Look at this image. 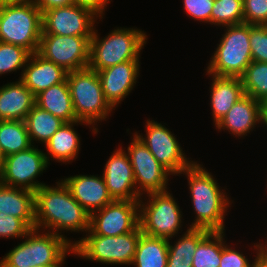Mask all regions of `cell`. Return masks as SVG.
<instances>
[{"mask_svg": "<svg viewBox=\"0 0 267 267\" xmlns=\"http://www.w3.org/2000/svg\"><path fill=\"white\" fill-rule=\"evenodd\" d=\"M34 4L43 12L51 8L74 4V0H35Z\"/></svg>", "mask_w": 267, "mask_h": 267, "instance_id": "ab89813d", "label": "cell"}, {"mask_svg": "<svg viewBox=\"0 0 267 267\" xmlns=\"http://www.w3.org/2000/svg\"><path fill=\"white\" fill-rule=\"evenodd\" d=\"M225 231H223V250L221 251V261L219 267H256L259 258L258 244L254 243L253 247L256 250V257L251 263L247 259V256L243 255V252H239L236 249H232L226 244ZM251 263V264H250Z\"/></svg>", "mask_w": 267, "mask_h": 267, "instance_id": "836d02e7", "label": "cell"}, {"mask_svg": "<svg viewBox=\"0 0 267 267\" xmlns=\"http://www.w3.org/2000/svg\"><path fill=\"white\" fill-rule=\"evenodd\" d=\"M94 28L90 39L89 68L94 71L106 69L119 63L139 60L140 52L147 43V35L138 28H116L100 39Z\"/></svg>", "mask_w": 267, "mask_h": 267, "instance_id": "277c9868", "label": "cell"}, {"mask_svg": "<svg viewBox=\"0 0 267 267\" xmlns=\"http://www.w3.org/2000/svg\"><path fill=\"white\" fill-rule=\"evenodd\" d=\"M202 166L196 161L179 174H185L188 179L192 208L196 214L190 228L224 231L225 215L232 203L213 175Z\"/></svg>", "mask_w": 267, "mask_h": 267, "instance_id": "7a4b0ae2", "label": "cell"}, {"mask_svg": "<svg viewBox=\"0 0 267 267\" xmlns=\"http://www.w3.org/2000/svg\"><path fill=\"white\" fill-rule=\"evenodd\" d=\"M267 129V102L263 103V123Z\"/></svg>", "mask_w": 267, "mask_h": 267, "instance_id": "ee69618b", "label": "cell"}, {"mask_svg": "<svg viewBox=\"0 0 267 267\" xmlns=\"http://www.w3.org/2000/svg\"><path fill=\"white\" fill-rule=\"evenodd\" d=\"M35 105L65 123L77 121L67 80L52 85L35 96Z\"/></svg>", "mask_w": 267, "mask_h": 267, "instance_id": "d4e9b609", "label": "cell"}, {"mask_svg": "<svg viewBox=\"0 0 267 267\" xmlns=\"http://www.w3.org/2000/svg\"><path fill=\"white\" fill-rule=\"evenodd\" d=\"M223 250V231H210L193 255L192 267H219Z\"/></svg>", "mask_w": 267, "mask_h": 267, "instance_id": "f546056e", "label": "cell"}, {"mask_svg": "<svg viewBox=\"0 0 267 267\" xmlns=\"http://www.w3.org/2000/svg\"><path fill=\"white\" fill-rule=\"evenodd\" d=\"M44 153L32 145L27 150L6 156L0 170V183L36 192L45 185L36 180L49 165Z\"/></svg>", "mask_w": 267, "mask_h": 267, "instance_id": "8fae6325", "label": "cell"}, {"mask_svg": "<svg viewBox=\"0 0 267 267\" xmlns=\"http://www.w3.org/2000/svg\"><path fill=\"white\" fill-rule=\"evenodd\" d=\"M0 146L5 157L31 147L26 122L22 120L0 121Z\"/></svg>", "mask_w": 267, "mask_h": 267, "instance_id": "f1b7e54d", "label": "cell"}, {"mask_svg": "<svg viewBox=\"0 0 267 267\" xmlns=\"http://www.w3.org/2000/svg\"><path fill=\"white\" fill-rule=\"evenodd\" d=\"M140 60H130L97 71L106 100L115 109L133 90L139 77Z\"/></svg>", "mask_w": 267, "mask_h": 267, "instance_id": "e0dca14e", "label": "cell"}, {"mask_svg": "<svg viewBox=\"0 0 267 267\" xmlns=\"http://www.w3.org/2000/svg\"><path fill=\"white\" fill-rule=\"evenodd\" d=\"M52 232L63 236L70 231L88 232L90 229V214L72 196L64 182L59 180L55 186L43 185L35 192V229Z\"/></svg>", "mask_w": 267, "mask_h": 267, "instance_id": "6da1fadb", "label": "cell"}, {"mask_svg": "<svg viewBox=\"0 0 267 267\" xmlns=\"http://www.w3.org/2000/svg\"><path fill=\"white\" fill-rule=\"evenodd\" d=\"M34 2L35 0H7V4H30Z\"/></svg>", "mask_w": 267, "mask_h": 267, "instance_id": "b9f144b4", "label": "cell"}, {"mask_svg": "<svg viewBox=\"0 0 267 267\" xmlns=\"http://www.w3.org/2000/svg\"><path fill=\"white\" fill-rule=\"evenodd\" d=\"M42 34V12L34 4H0V41L36 53Z\"/></svg>", "mask_w": 267, "mask_h": 267, "instance_id": "52a82bcc", "label": "cell"}, {"mask_svg": "<svg viewBox=\"0 0 267 267\" xmlns=\"http://www.w3.org/2000/svg\"><path fill=\"white\" fill-rule=\"evenodd\" d=\"M109 1L110 0H74V4L91 9L99 16V19H102L105 9L110 3Z\"/></svg>", "mask_w": 267, "mask_h": 267, "instance_id": "f35d334b", "label": "cell"}, {"mask_svg": "<svg viewBox=\"0 0 267 267\" xmlns=\"http://www.w3.org/2000/svg\"><path fill=\"white\" fill-rule=\"evenodd\" d=\"M210 231L202 228L188 227L182 237L170 244L168 240V260L166 267H192L194 252L198 243Z\"/></svg>", "mask_w": 267, "mask_h": 267, "instance_id": "484cf974", "label": "cell"}, {"mask_svg": "<svg viewBox=\"0 0 267 267\" xmlns=\"http://www.w3.org/2000/svg\"><path fill=\"white\" fill-rule=\"evenodd\" d=\"M244 94L267 102V63L252 61L240 77Z\"/></svg>", "mask_w": 267, "mask_h": 267, "instance_id": "4dcf8cb0", "label": "cell"}, {"mask_svg": "<svg viewBox=\"0 0 267 267\" xmlns=\"http://www.w3.org/2000/svg\"><path fill=\"white\" fill-rule=\"evenodd\" d=\"M98 17L76 4L51 8L42 12V34L92 37Z\"/></svg>", "mask_w": 267, "mask_h": 267, "instance_id": "5bb4252c", "label": "cell"}, {"mask_svg": "<svg viewBox=\"0 0 267 267\" xmlns=\"http://www.w3.org/2000/svg\"><path fill=\"white\" fill-rule=\"evenodd\" d=\"M259 123H263V103L244 95L215 127L219 131L227 130L235 137H243L253 131Z\"/></svg>", "mask_w": 267, "mask_h": 267, "instance_id": "ac0fdd59", "label": "cell"}, {"mask_svg": "<svg viewBox=\"0 0 267 267\" xmlns=\"http://www.w3.org/2000/svg\"><path fill=\"white\" fill-rule=\"evenodd\" d=\"M145 124L146 136L143 137L142 133L137 132L135 134L172 176H179L195 162L186 157L177 138L164 124L150 119H147Z\"/></svg>", "mask_w": 267, "mask_h": 267, "instance_id": "7c38bea8", "label": "cell"}, {"mask_svg": "<svg viewBox=\"0 0 267 267\" xmlns=\"http://www.w3.org/2000/svg\"><path fill=\"white\" fill-rule=\"evenodd\" d=\"M25 122L32 145H34V141L46 144L52 135L65 123L37 105H34L27 114Z\"/></svg>", "mask_w": 267, "mask_h": 267, "instance_id": "83f0119b", "label": "cell"}, {"mask_svg": "<svg viewBox=\"0 0 267 267\" xmlns=\"http://www.w3.org/2000/svg\"><path fill=\"white\" fill-rule=\"evenodd\" d=\"M214 54L208 63L206 74L240 78L253 61L250 48V24L224 26Z\"/></svg>", "mask_w": 267, "mask_h": 267, "instance_id": "8992f818", "label": "cell"}, {"mask_svg": "<svg viewBox=\"0 0 267 267\" xmlns=\"http://www.w3.org/2000/svg\"><path fill=\"white\" fill-rule=\"evenodd\" d=\"M244 23L243 0H214L211 11V24L231 26Z\"/></svg>", "mask_w": 267, "mask_h": 267, "instance_id": "1f68e13d", "label": "cell"}, {"mask_svg": "<svg viewBox=\"0 0 267 267\" xmlns=\"http://www.w3.org/2000/svg\"><path fill=\"white\" fill-rule=\"evenodd\" d=\"M252 60L267 63V25H250Z\"/></svg>", "mask_w": 267, "mask_h": 267, "instance_id": "e575fe53", "label": "cell"}, {"mask_svg": "<svg viewBox=\"0 0 267 267\" xmlns=\"http://www.w3.org/2000/svg\"><path fill=\"white\" fill-rule=\"evenodd\" d=\"M258 254L259 256H263L267 258V238L266 241L263 243L258 242Z\"/></svg>", "mask_w": 267, "mask_h": 267, "instance_id": "60d3db41", "label": "cell"}, {"mask_svg": "<svg viewBox=\"0 0 267 267\" xmlns=\"http://www.w3.org/2000/svg\"><path fill=\"white\" fill-rule=\"evenodd\" d=\"M132 138L126 152L134 171L137 193L143 197L144 194L168 191L169 176L172 174L157 161L136 134Z\"/></svg>", "mask_w": 267, "mask_h": 267, "instance_id": "4fadbf2b", "label": "cell"}, {"mask_svg": "<svg viewBox=\"0 0 267 267\" xmlns=\"http://www.w3.org/2000/svg\"><path fill=\"white\" fill-rule=\"evenodd\" d=\"M139 201L114 200L90 214L86 235L118 236L139 226Z\"/></svg>", "mask_w": 267, "mask_h": 267, "instance_id": "9a60e30c", "label": "cell"}, {"mask_svg": "<svg viewBox=\"0 0 267 267\" xmlns=\"http://www.w3.org/2000/svg\"><path fill=\"white\" fill-rule=\"evenodd\" d=\"M0 212L20 218L35 229V192L0 183Z\"/></svg>", "mask_w": 267, "mask_h": 267, "instance_id": "603a6c76", "label": "cell"}, {"mask_svg": "<svg viewBox=\"0 0 267 267\" xmlns=\"http://www.w3.org/2000/svg\"><path fill=\"white\" fill-rule=\"evenodd\" d=\"M91 38L41 34L37 53L67 72L85 69L90 61Z\"/></svg>", "mask_w": 267, "mask_h": 267, "instance_id": "30bf717a", "label": "cell"}, {"mask_svg": "<svg viewBox=\"0 0 267 267\" xmlns=\"http://www.w3.org/2000/svg\"><path fill=\"white\" fill-rule=\"evenodd\" d=\"M0 87V121L22 120L35 105V96L20 79Z\"/></svg>", "mask_w": 267, "mask_h": 267, "instance_id": "44dd1931", "label": "cell"}, {"mask_svg": "<svg viewBox=\"0 0 267 267\" xmlns=\"http://www.w3.org/2000/svg\"><path fill=\"white\" fill-rule=\"evenodd\" d=\"M0 4H7V0H0Z\"/></svg>", "mask_w": 267, "mask_h": 267, "instance_id": "7dc6e473", "label": "cell"}, {"mask_svg": "<svg viewBox=\"0 0 267 267\" xmlns=\"http://www.w3.org/2000/svg\"><path fill=\"white\" fill-rule=\"evenodd\" d=\"M103 179L114 200L139 201L129 156L122 147L116 149L104 165Z\"/></svg>", "mask_w": 267, "mask_h": 267, "instance_id": "2e32d148", "label": "cell"}, {"mask_svg": "<svg viewBox=\"0 0 267 267\" xmlns=\"http://www.w3.org/2000/svg\"><path fill=\"white\" fill-rule=\"evenodd\" d=\"M61 180L89 214L114 201L102 175L79 174Z\"/></svg>", "mask_w": 267, "mask_h": 267, "instance_id": "d6986e66", "label": "cell"}, {"mask_svg": "<svg viewBox=\"0 0 267 267\" xmlns=\"http://www.w3.org/2000/svg\"><path fill=\"white\" fill-rule=\"evenodd\" d=\"M86 125L90 127V124L84 121H74L70 123H64L46 142L45 147L47 152L44 153L48 164H50L51 160H55L58 162L71 163V161L75 160L79 154L80 149V137L75 131L74 126L78 125Z\"/></svg>", "mask_w": 267, "mask_h": 267, "instance_id": "cb8c5ba5", "label": "cell"}, {"mask_svg": "<svg viewBox=\"0 0 267 267\" xmlns=\"http://www.w3.org/2000/svg\"><path fill=\"white\" fill-rule=\"evenodd\" d=\"M67 73L62 67L36 52L30 55L19 79L36 96L52 85L63 82Z\"/></svg>", "mask_w": 267, "mask_h": 267, "instance_id": "ffe728a7", "label": "cell"}, {"mask_svg": "<svg viewBox=\"0 0 267 267\" xmlns=\"http://www.w3.org/2000/svg\"><path fill=\"white\" fill-rule=\"evenodd\" d=\"M31 230L22 219L0 212V238H24Z\"/></svg>", "mask_w": 267, "mask_h": 267, "instance_id": "d590c367", "label": "cell"}, {"mask_svg": "<svg viewBox=\"0 0 267 267\" xmlns=\"http://www.w3.org/2000/svg\"><path fill=\"white\" fill-rule=\"evenodd\" d=\"M168 240L141 234L132 265L136 267H166Z\"/></svg>", "mask_w": 267, "mask_h": 267, "instance_id": "4316f807", "label": "cell"}, {"mask_svg": "<svg viewBox=\"0 0 267 267\" xmlns=\"http://www.w3.org/2000/svg\"><path fill=\"white\" fill-rule=\"evenodd\" d=\"M4 159H5V155H4V153H3L2 149H1V146H0V170L3 167Z\"/></svg>", "mask_w": 267, "mask_h": 267, "instance_id": "f6af8a7d", "label": "cell"}, {"mask_svg": "<svg viewBox=\"0 0 267 267\" xmlns=\"http://www.w3.org/2000/svg\"><path fill=\"white\" fill-rule=\"evenodd\" d=\"M141 234L139 225L134 231L118 236L86 235L74 240L73 253L102 264L132 265Z\"/></svg>", "mask_w": 267, "mask_h": 267, "instance_id": "ba28073f", "label": "cell"}, {"mask_svg": "<svg viewBox=\"0 0 267 267\" xmlns=\"http://www.w3.org/2000/svg\"><path fill=\"white\" fill-rule=\"evenodd\" d=\"M256 267H267V258L259 256Z\"/></svg>", "mask_w": 267, "mask_h": 267, "instance_id": "7bdbcfd3", "label": "cell"}, {"mask_svg": "<svg viewBox=\"0 0 267 267\" xmlns=\"http://www.w3.org/2000/svg\"><path fill=\"white\" fill-rule=\"evenodd\" d=\"M244 23L267 25V0H243Z\"/></svg>", "mask_w": 267, "mask_h": 267, "instance_id": "8d00e7d4", "label": "cell"}, {"mask_svg": "<svg viewBox=\"0 0 267 267\" xmlns=\"http://www.w3.org/2000/svg\"><path fill=\"white\" fill-rule=\"evenodd\" d=\"M139 200V224L143 234L171 240L182 228V211L169 191L149 193Z\"/></svg>", "mask_w": 267, "mask_h": 267, "instance_id": "9c48e42d", "label": "cell"}, {"mask_svg": "<svg viewBox=\"0 0 267 267\" xmlns=\"http://www.w3.org/2000/svg\"><path fill=\"white\" fill-rule=\"evenodd\" d=\"M34 267H62V265H42V266H34Z\"/></svg>", "mask_w": 267, "mask_h": 267, "instance_id": "bcb514c9", "label": "cell"}, {"mask_svg": "<svg viewBox=\"0 0 267 267\" xmlns=\"http://www.w3.org/2000/svg\"><path fill=\"white\" fill-rule=\"evenodd\" d=\"M31 53L17 45L0 41V75L24 69Z\"/></svg>", "mask_w": 267, "mask_h": 267, "instance_id": "d6a6232c", "label": "cell"}, {"mask_svg": "<svg viewBox=\"0 0 267 267\" xmlns=\"http://www.w3.org/2000/svg\"><path fill=\"white\" fill-rule=\"evenodd\" d=\"M66 80L69 85L71 99L77 121H84L93 127L92 132L98 133L94 128L98 121L106 118L115 110L106 100L101 81L97 71L89 67L67 73Z\"/></svg>", "mask_w": 267, "mask_h": 267, "instance_id": "5b68a950", "label": "cell"}, {"mask_svg": "<svg viewBox=\"0 0 267 267\" xmlns=\"http://www.w3.org/2000/svg\"><path fill=\"white\" fill-rule=\"evenodd\" d=\"M212 76L210 91V107L213 122L216 125L232 108V106L244 96L243 85L238 77Z\"/></svg>", "mask_w": 267, "mask_h": 267, "instance_id": "7402d4cb", "label": "cell"}, {"mask_svg": "<svg viewBox=\"0 0 267 267\" xmlns=\"http://www.w3.org/2000/svg\"><path fill=\"white\" fill-rule=\"evenodd\" d=\"M185 12L192 19L211 24L214 0H183Z\"/></svg>", "mask_w": 267, "mask_h": 267, "instance_id": "74e56055", "label": "cell"}, {"mask_svg": "<svg viewBox=\"0 0 267 267\" xmlns=\"http://www.w3.org/2000/svg\"><path fill=\"white\" fill-rule=\"evenodd\" d=\"M24 239L5 254L0 267L63 265L66 255L73 253V246L63 236L52 232L32 229Z\"/></svg>", "mask_w": 267, "mask_h": 267, "instance_id": "3957f363", "label": "cell"}]
</instances>
